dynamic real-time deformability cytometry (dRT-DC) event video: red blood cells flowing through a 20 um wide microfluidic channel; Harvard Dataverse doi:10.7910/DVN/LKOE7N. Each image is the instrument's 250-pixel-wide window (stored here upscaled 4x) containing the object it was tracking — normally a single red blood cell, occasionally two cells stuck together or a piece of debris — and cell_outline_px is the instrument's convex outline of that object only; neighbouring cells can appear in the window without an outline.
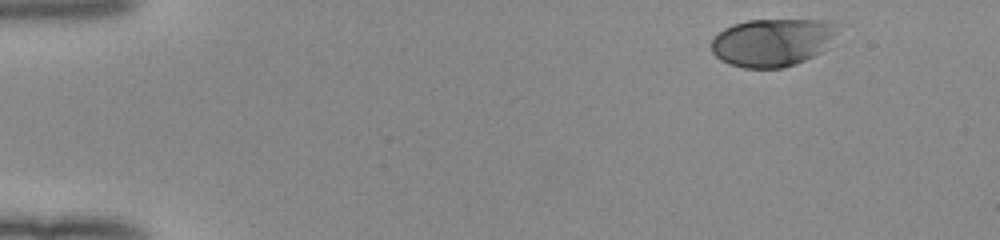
{"species": "human", "species_latin": "Homo sapiens", "temperature_condition": "room temperature", "stored_images_in_passage": 47, "camera_frame_rate_fps": 3000, "um_per_image_px": 0.085, "donor": {"sex": "female"}, "frame": {"image": 1, "passage_image": 1, "time_ms": 0.0, "image_size_px": [1000, 240], "cell_outline_px": [[840, 24], [836, 32], [820, 52], [804, 60], [784, 68], [744, 68], [728, 64], [720, 60], [712, 52], [712, 40], [724, 28], [732, 24], [748, 20], [824, 20]], "centroid_in_image_um": [65.62, 3.6], "position_along_channel_um": 19.4, "area_um2": 34.97}}
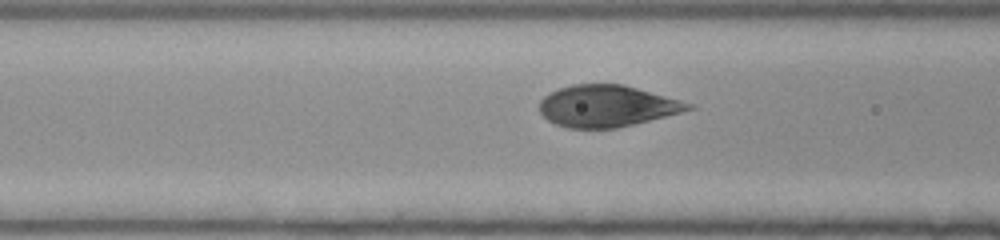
{"frame": {"image": 2, "passage_image": 17, "time_ms": 5.333, "image_size_px": [1000, 240], "cell_outline_px": [[696, 108], [616, 128], [568, 128], [556, 124], [548, 120], [540, 112], [540, 100], [548, 92], [572, 84], [624, 84], [696, 104]], "centroid_in_image_um": [51.59, 9.0], "position_along_channel_um": 115.0, "area_um2": 36.01}}
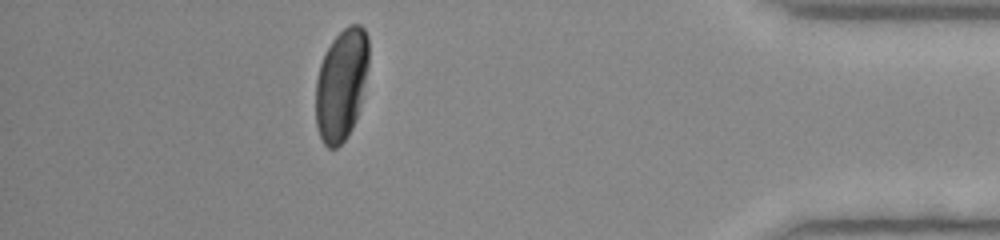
{"frame": {"image": 3, "passage_image": 42, "time_ms": 13.667, "image_size_px": [1000, 240], "cell_outline_px": [[368, 64], [360, 104], [356, 120], [348, 136], [336, 148], [328, 148], [324, 144], [320, 136], [316, 124], [316, 80], [320, 64], [332, 40], [348, 24], [360, 24], [364, 28], [368, 36]], "centroid_in_image_um": [29.01, 7.19], "position_along_channel_um": 406.2, "area_um2": 34.33}, "authors_computed_cell_mechanics": {"area_um2": 36.4718, "velocity_mm_per_s": 3.9835, "shape_relaxation_time_tau1_ms": 2.9483, "shape_relaxation_time_tau2_ms": null, "deformation_change_tau1": 0.1756, "deformation_change_tau2": null}}